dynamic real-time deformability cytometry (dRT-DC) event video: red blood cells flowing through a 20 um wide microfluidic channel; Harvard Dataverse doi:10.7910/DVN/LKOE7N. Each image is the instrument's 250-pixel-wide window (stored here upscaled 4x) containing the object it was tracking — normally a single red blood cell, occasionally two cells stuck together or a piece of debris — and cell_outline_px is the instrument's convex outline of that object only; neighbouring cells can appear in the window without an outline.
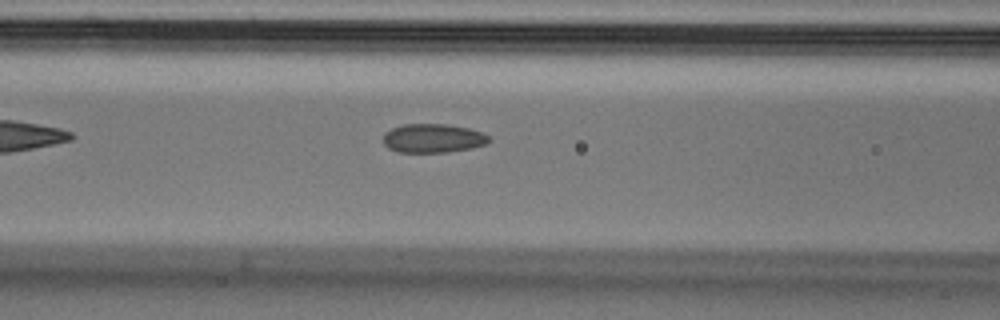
{"species": "Egyptian fruit bat (a non-hibernating species)", "species_latin": "Rousettus aegyptiacus", "temperature_condition": "cold", "stored_images_in_passage": 37, "camera_frame_rate_fps": 3000, "um_per_image_px": 0.085, "animal": {"sex": "male"}, "frame": {"image": 1, "passage_image": 5, "time_ms": 1.333, "image_size_px": [1000, 320], "cell_outline_px": [[492, 140], [484, 144], [472, 148], [448, 152], [396, 152], [388, 148], [384, 144], [384, 132], [392, 128], [404, 124], [448, 124], [468, 128], [480, 132], [488, 136]], "centroid_in_image_um": [36.78, 11.75], "position_along_channel_um": 129.8, "area_um2": 17.8}}
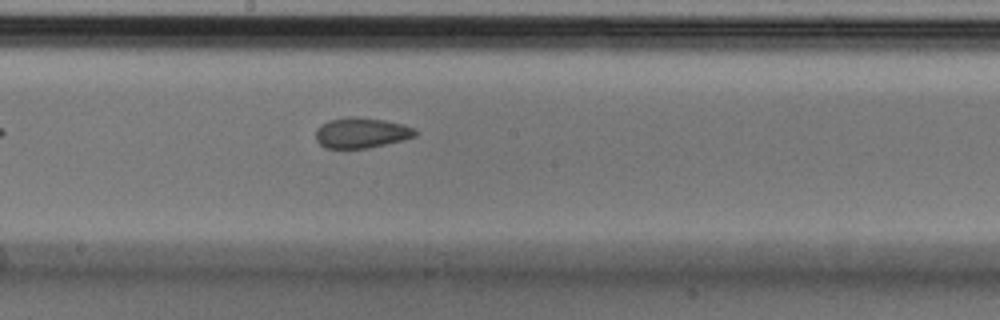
{"frame": {"image": 2, "passage_image": 12, "time_ms": 3.667, "image_size_px": [1000, 320], "cell_outline_px": [[416, 136], [404, 140], [368, 148], [324, 148], [316, 140], [316, 128], [320, 124], [328, 120], [356, 116], [384, 120], [404, 124], [412, 128], [416, 132]], "centroid_in_image_um": [30.69, 11.29], "position_along_channel_um": 217.5, "area_um2": 17.69}}
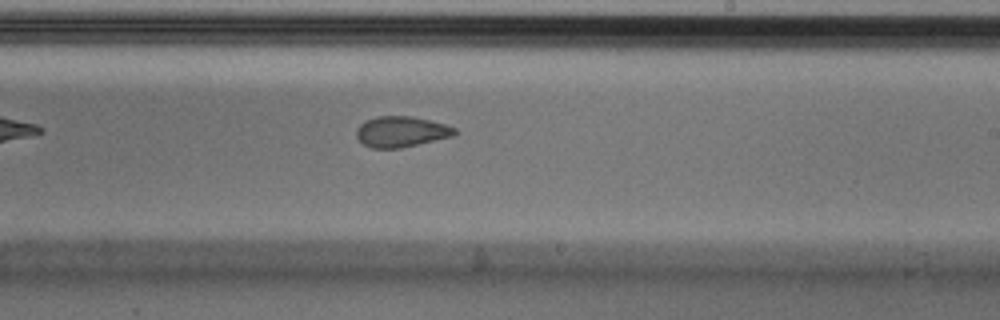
{"frame": {"image": 3, "passage_image": 15, "time_ms": 4.667, "image_size_px": [1000, 320], "cell_outline_px": [[460, 132], [452, 136], [400, 148], [372, 148], [364, 144], [356, 136], [356, 128], [360, 124], [376, 116], [412, 116], [444, 124], [456, 128]], "centroid_in_image_um": [34.11, 11.19], "position_along_channel_um": 254.9, "area_um2": 17.46}}